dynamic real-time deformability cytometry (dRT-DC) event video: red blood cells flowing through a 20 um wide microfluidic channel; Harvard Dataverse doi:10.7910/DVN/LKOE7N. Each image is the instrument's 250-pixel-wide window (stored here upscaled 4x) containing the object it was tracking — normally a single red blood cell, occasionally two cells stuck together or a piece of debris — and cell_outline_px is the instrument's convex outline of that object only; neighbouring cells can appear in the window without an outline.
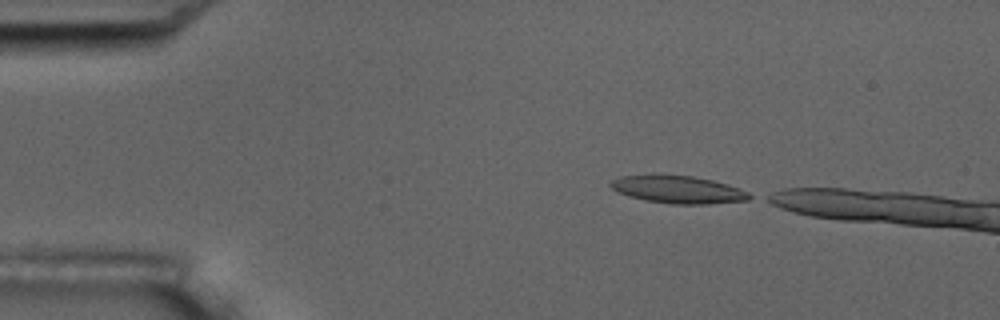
{"species": "common noctule bat (a hibernating species)", "species_latin": "Nyctalus noctula", "temperature_condition": "room temperature", "stored_images_in_passage": 4, "camera_frame_rate_fps": 3000, "um_per_image_px": 0.085, "animal": {"sex": "male", "body_mass_g": 17.5, "forearm_length_mm": 52.3}, "frame": {"image": 1, "passage_image": 1, "time_ms": 0.0, "image_size_px": [1000, 320], "cell_outline_px": [[756, 196], [748, 200], [708, 204], [672, 204], [644, 200], [628, 196], [616, 192], [608, 184], [612, 180], [620, 176], [692, 176], [712, 180], [728, 184], [740, 188]], "centroid_in_image_um": [57.68, 16.14], "position_along_channel_um": 27.3, "area_um2": 22.14}}